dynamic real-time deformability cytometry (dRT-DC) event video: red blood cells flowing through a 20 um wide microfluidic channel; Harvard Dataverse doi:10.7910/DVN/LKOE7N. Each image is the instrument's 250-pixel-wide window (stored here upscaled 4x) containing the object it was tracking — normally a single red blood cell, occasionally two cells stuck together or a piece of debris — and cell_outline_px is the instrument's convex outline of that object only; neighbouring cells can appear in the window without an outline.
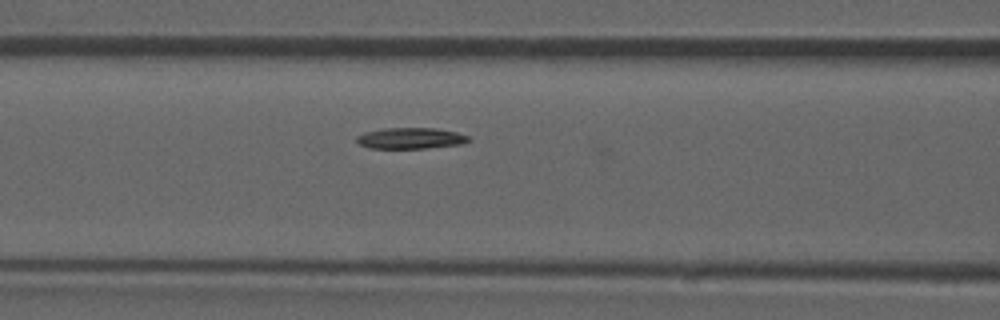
{"species": "common noctule bat (a hibernating species)", "species_latin": "Nyctalus noctula", "temperature_condition": "room temperature", "stored_images_in_passage": 52, "camera_frame_rate_fps": 3000, "um_per_image_px": 0.085, "animal": {"sex": "male", "forearm_length_mm": 52.5}, "frame": {"image": 1, "passage_image": 21, "time_ms": 6.667, "image_size_px": [1000, 320], "cell_outline_px": [[472, 140], [460, 144], [424, 148], [368, 148], [360, 144], [356, 140], [356, 136], [364, 132], [384, 128], [436, 128], [456, 132], [468, 136]], "centroid_in_image_um": [34.88, 11.74], "position_along_channel_um": 131.7, "area_um2": 13.7}}